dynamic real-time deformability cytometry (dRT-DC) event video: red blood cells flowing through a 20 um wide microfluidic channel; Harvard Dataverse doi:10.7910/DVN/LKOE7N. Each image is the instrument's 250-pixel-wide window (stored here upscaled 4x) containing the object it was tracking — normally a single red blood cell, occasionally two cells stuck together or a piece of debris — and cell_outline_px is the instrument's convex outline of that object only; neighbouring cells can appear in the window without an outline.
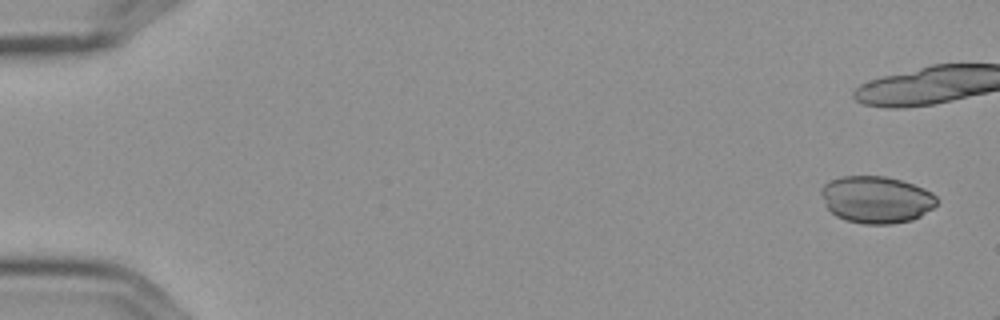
{"species": "Egyptian fruit bat (a non-hibernating species)", "species_latin": "Rousettus aegyptiacus", "temperature_condition": "cold", "stored_images_in_passage": 4, "camera_frame_rate_fps": 3000, "um_per_image_px": 0.085, "frame": {"image": 1, "passage_image": 1, "time_ms": 0.0, "image_size_px": [1000, 320], "cell_outline_px": [[936, 204], [932, 208], [920, 216], [912, 220], [892, 224], [864, 224], [844, 220], [836, 216], [828, 208], [820, 192], [824, 184], [832, 180], [844, 176], [884, 176], [900, 180], [924, 188], [932, 192], [936, 196]], "centroid_in_image_um": [74.49, 16.97], "position_along_channel_um": 10.5, "area_um2": 31.5}}